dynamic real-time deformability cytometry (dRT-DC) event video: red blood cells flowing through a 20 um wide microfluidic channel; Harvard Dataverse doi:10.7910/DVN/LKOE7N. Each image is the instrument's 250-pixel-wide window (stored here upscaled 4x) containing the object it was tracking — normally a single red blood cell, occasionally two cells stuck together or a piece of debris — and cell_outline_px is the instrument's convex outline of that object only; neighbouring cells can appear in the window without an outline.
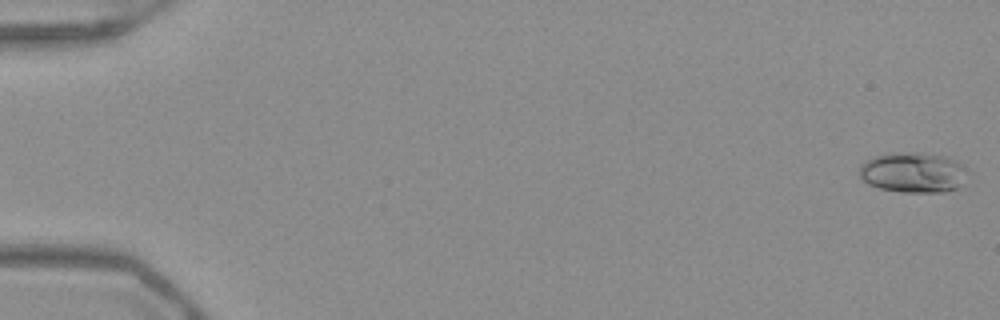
{"species": "Egyptian fruit bat (a non-hibernating species)", "species_latin": "Rousettus aegyptiacus", "temperature_condition": "warm", "stored_images_in_passage": 17, "camera_frame_rate_fps": 3000, "um_per_image_px": 0.085, "frame": {"image": 1, "passage_image": 1, "time_ms": 0.0, "image_size_px": [1000, 320], "cell_outline_px": [[964, 168], [956, 188], [944, 192], [900, 192], [880, 188], [868, 184], [860, 176], [860, 164], [864, 160], [876, 156], [892, 152], [920, 152], [944, 156], [956, 160], [964, 164]], "centroid_in_image_um": [77.53, 14.64], "position_along_channel_um": 7.5, "area_um2": 25.09}}
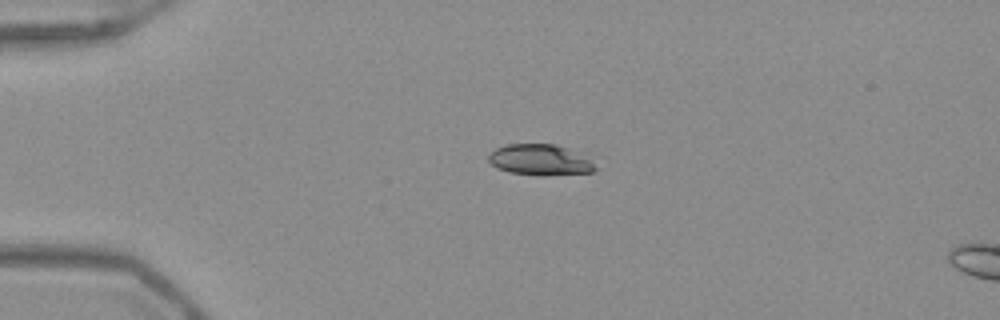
{"frame": {"image": 2, "passage_image": 13, "time_ms": 4.0, "image_size_px": [1000, 320], "cell_outline_px": [[600, 168], [592, 172], [548, 176], [536, 176], [508, 172], [496, 168], [488, 160], [488, 156], [496, 148], [508, 144], [556, 144], [592, 152]], "centroid_in_image_um": [46.14, 13.58], "position_along_channel_um": 38.9, "area_um2": 20.69}}